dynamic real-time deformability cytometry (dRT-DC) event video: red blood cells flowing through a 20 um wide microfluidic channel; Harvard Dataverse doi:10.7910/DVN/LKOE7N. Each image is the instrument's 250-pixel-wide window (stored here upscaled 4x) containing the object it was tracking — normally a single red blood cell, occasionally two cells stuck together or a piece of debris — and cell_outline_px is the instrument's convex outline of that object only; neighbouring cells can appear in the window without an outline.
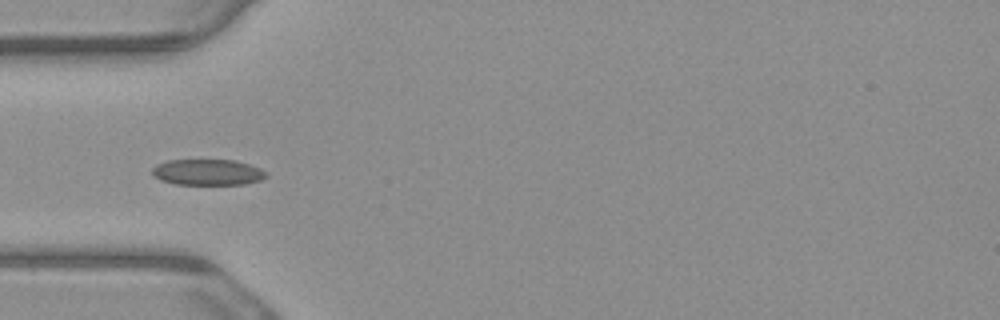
{"species": "common noctule bat (a hibernating species)", "species_latin": "Nyctalus noctula", "temperature_condition": "warm", "stored_images_in_passage": 8, "camera_frame_rate_fps": 3000, "um_per_image_px": 0.085, "animal": {"sex": "male", "body_mass_g": 23.1, "forearm_length_mm": 52.7}, "frame": {"image": 1, "passage_image": 3, "time_ms": 0.667, "image_size_px": [1000, 320], "cell_outline_px": [[268, 176], [260, 180], [244, 184], [176, 184], [160, 180], [152, 172], [152, 168], [156, 164], [168, 160], [236, 160], [260, 168], [268, 172]], "centroid_in_image_um": [17.67, 14.63], "position_along_channel_um": 67.3, "area_um2": 17.22}}
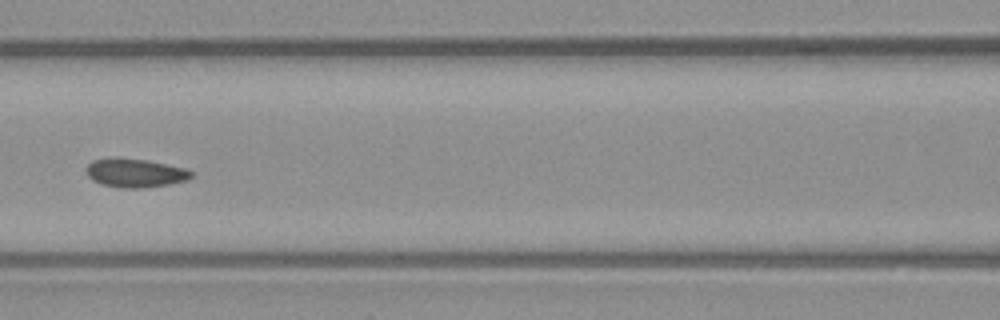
{"frame": {"image": 2, "passage_image": 5, "time_ms": 1.333, "image_size_px": [1000, 320], "cell_outline_px": [[192, 176], [188, 180], [168, 184], [144, 188], [120, 188], [100, 184], [92, 180], [88, 176], [84, 168], [92, 160], [116, 156], [148, 160], [184, 168], [192, 172]], "centroid_in_image_um": [11.42, 14.69], "position_along_channel_um": 155.2, "area_um2": 17.92}}
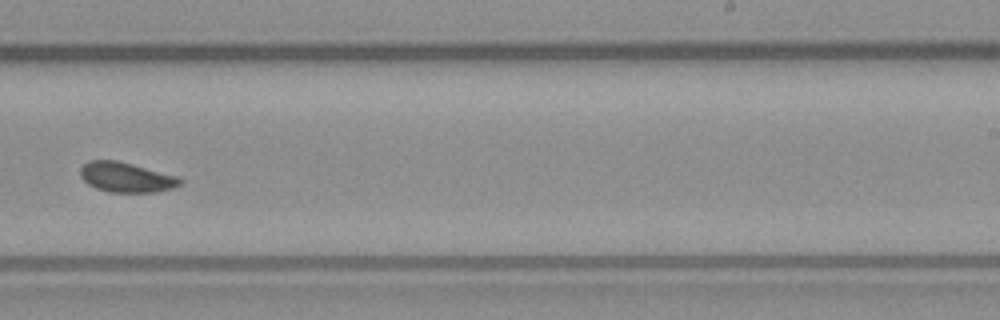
{"frame": {"image": 3, "passage_image": 8, "time_ms": 2.333, "image_size_px": [1000, 320], "cell_outline_px": [[184, 180], [180, 184], [172, 188], [156, 192], [108, 192], [96, 188], [88, 184], [80, 176], [80, 168], [88, 160], [116, 160], [132, 164], [176, 176]], "centroid_in_image_um": [10.7, 15.07], "position_along_channel_um": 278.3, "area_um2": 17.28}}